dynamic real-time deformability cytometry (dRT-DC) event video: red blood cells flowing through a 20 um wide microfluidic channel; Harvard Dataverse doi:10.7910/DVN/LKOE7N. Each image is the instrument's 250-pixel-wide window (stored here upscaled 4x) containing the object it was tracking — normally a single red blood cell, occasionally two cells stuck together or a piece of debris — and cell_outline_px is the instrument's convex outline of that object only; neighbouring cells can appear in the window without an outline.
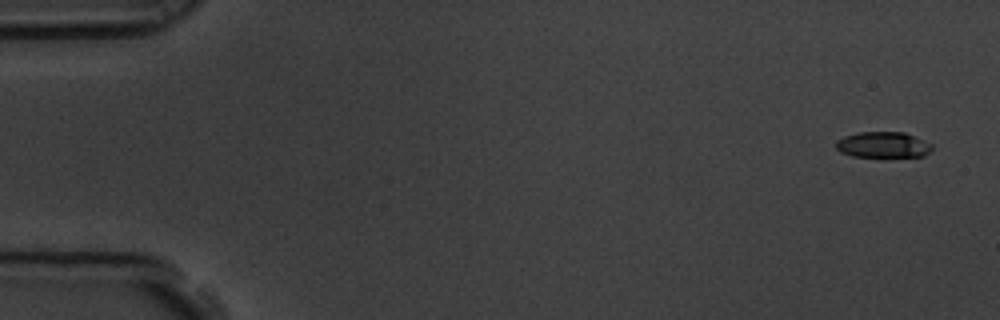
{"species": "common noctule bat (a hibernating species)", "species_latin": "Nyctalus noctula", "temperature_condition": "room temperature", "stored_images_in_passage": 7, "camera_frame_rate_fps": 3000, "um_per_image_px": 0.085, "animal": {"sex": "male", "body_mass_g": 19.5, "forearm_length_mm": 54.6}, "frame": {"image": 1, "passage_image": 1, "time_ms": 0.0, "image_size_px": [1000, 320], "cell_outline_px": [[932, 148], [924, 156], [852, 156], [840, 152], [836, 148], [836, 140], [844, 136], [860, 132], [904, 132], [916, 136], [932, 144]], "centroid_in_image_um": [75.05, 12.29], "position_along_channel_um": 9.9, "area_um2": 14.39}}
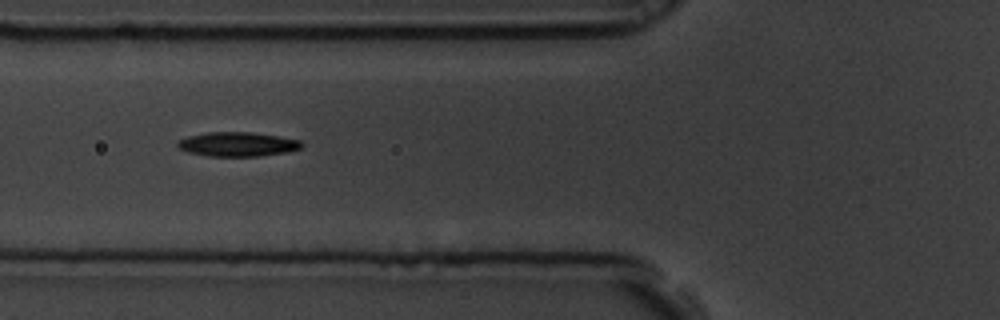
{"frame": {"image": 2, "passage_image": 6, "time_ms": 1.667, "image_size_px": [1000, 320], "cell_outline_px": [[304, 144], [300, 148], [288, 152], [256, 156], [208, 156], [188, 152], [180, 148], [176, 144], [176, 140], [188, 136], [208, 132], [252, 132], [300, 140]], "centroid_in_image_um": [20.17, 12.25], "position_along_channel_um": 105.6, "area_um2": 17.51}}
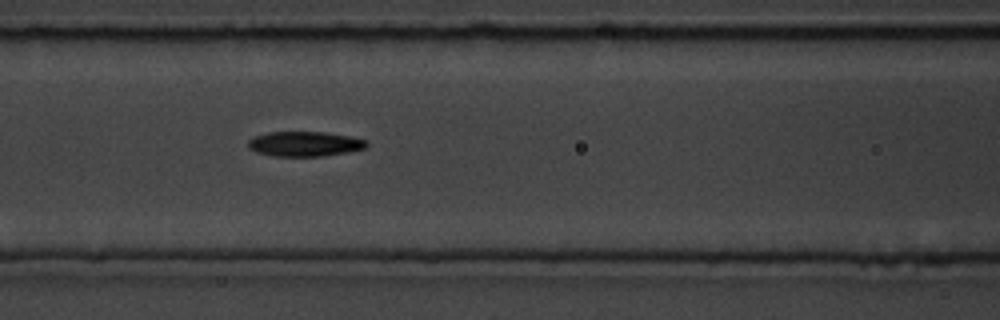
{"frame": {"image": 3, "passage_image": 7, "time_ms": 2.0, "image_size_px": [1000, 320], "cell_outline_px": [[368, 144], [364, 148], [348, 152], [324, 156], [276, 156], [256, 152], [248, 148], [248, 140], [252, 136], [268, 132], [324, 132], [348, 136], [368, 140]], "centroid_in_image_um": [25.87, 12.23], "position_along_channel_um": 140.7, "area_um2": 17.22}}